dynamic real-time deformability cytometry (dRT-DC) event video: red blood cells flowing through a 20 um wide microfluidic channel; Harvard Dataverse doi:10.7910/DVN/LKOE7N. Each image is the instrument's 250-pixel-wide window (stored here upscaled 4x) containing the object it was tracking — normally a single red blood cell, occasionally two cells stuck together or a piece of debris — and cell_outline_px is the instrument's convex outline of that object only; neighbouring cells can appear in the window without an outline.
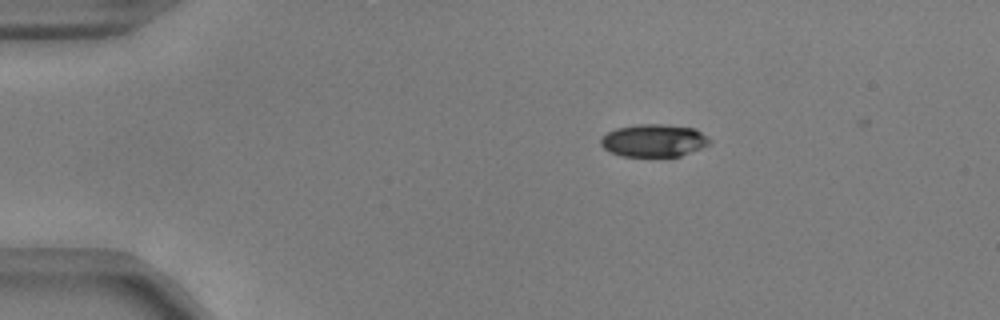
{"species": "common noctule bat (a hibernating species)", "species_latin": "Nyctalus noctula", "temperature_condition": "warm", "stored_images_in_passage": 45, "camera_frame_rate_fps": 3000, "um_per_image_px": 0.085, "animal": {"sex": "male", "body_mass_g": 17.9, "forearm_length_mm": 54.2}, "frame": {"image": 1, "passage_image": 1, "time_ms": 0.0, "image_size_px": [1000, 320], "cell_outline_px": [[712, 140], [708, 144], [700, 148], [680, 156], [620, 156], [604, 148], [600, 144], [600, 136], [616, 128], [636, 124], [668, 124], [696, 128], [708, 136]], "centroid_in_image_um": [55.57, 11.92], "position_along_channel_um": 29.4, "area_um2": 20.87}}
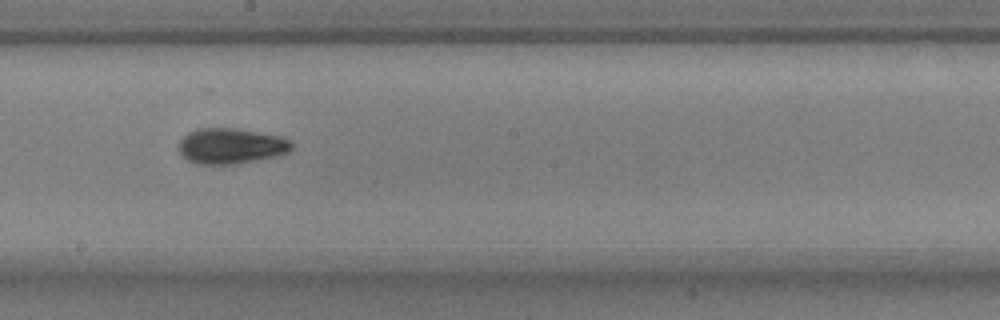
{"frame": {"image": 2, "passage_image": 22, "time_ms": 7.0, "image_size_px": [1000, 320], "cell_outline_px": [[292, 148], [288, 152], [280, 156], [236, 164], [196, 164], [188, 160], [176, 148], [176, 144], [188, 132], [196, 128], [236, 128], [284, 136], [292, 140]], "centroid_in_image_um": [19.65, 12.4], "position_along_channel_um": 228.6, "area_um2": 23.99}}
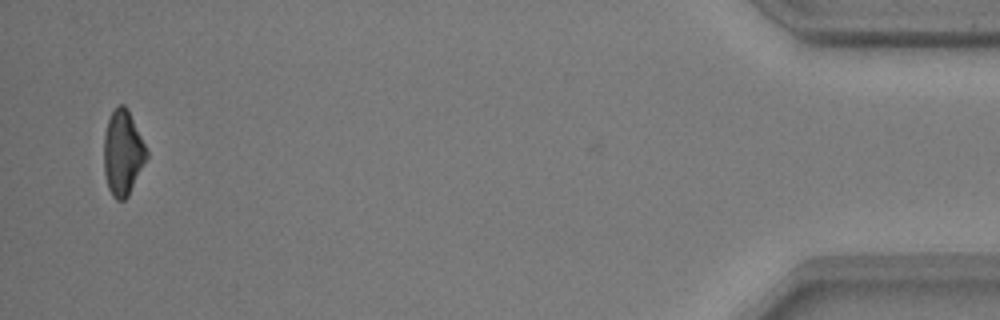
{"frame": {"image": 3, "passage_image": 44, "time_ms": 14.333, "image_size_px": [1000, 320], "cell_outline_px": [[148, 156], [128, 196], [124, 200], [116, 200], [112, 196], [108, 188], [104, 172], [104, 136], [108, 120], [112, 112], [120, 104], [124, 104], [128, 108], [148, 152]], "centroid_in_image_um": [10.43, 13.0], "position_along_channel_um": 424.8, "area_um2": 21.04}, "authors_computed_cell_mechanics": {"area_um2": 22.1374, "velocity_mm_per_s": 3.7416, "shape_relaxation_time_tau1_ms": 3.5609, "shape_relaxation_time_tau2_ms": 3.025, "deformation_change_tau1": 0.1479, "deformation_change_tau2": 0.0765}}